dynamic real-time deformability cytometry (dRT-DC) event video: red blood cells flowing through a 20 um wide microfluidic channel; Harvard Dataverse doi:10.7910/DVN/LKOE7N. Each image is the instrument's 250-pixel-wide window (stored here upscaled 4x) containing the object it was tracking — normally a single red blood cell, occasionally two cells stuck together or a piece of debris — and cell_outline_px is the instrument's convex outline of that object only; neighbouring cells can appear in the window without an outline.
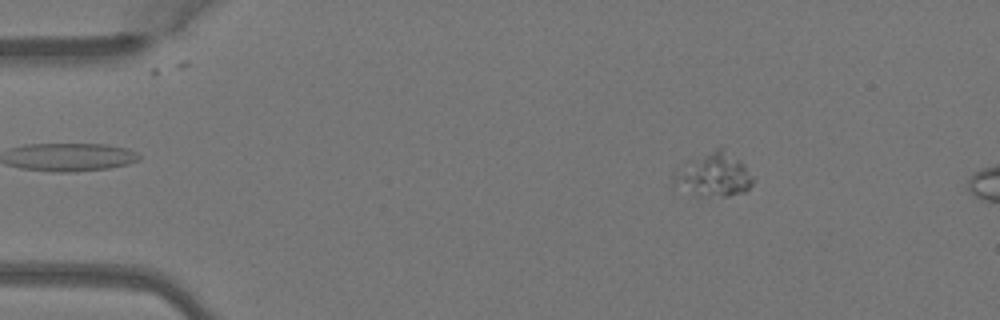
{"species": "Egyptian fruit bat (a non-hibernating species)", "species_latin": "Rousettus aegyptiacus", "temperature_condition": "warm", "stored_images_in_passage": 3, "camera_frame_rate_fps": 3000, "um_per_image_px": 0.085, "animal": {"sex": "female"}, "frame": {"image": 1, "passage_image": 2, "time_ms": 0.333, "image_size_px": [1000, 320], "cell_outline_px": [[752, 184], [744, 192], [728, 196], [696, 196], [672, 180], [672, 176], [676, 172], [692, 160], [720, 144], [740, 160], [744, 164], [752, 176]], "centroid_in_image_um": [60.73, 14.83], "position_along_channel_um": 24.3, "area_um2": 19.77}}